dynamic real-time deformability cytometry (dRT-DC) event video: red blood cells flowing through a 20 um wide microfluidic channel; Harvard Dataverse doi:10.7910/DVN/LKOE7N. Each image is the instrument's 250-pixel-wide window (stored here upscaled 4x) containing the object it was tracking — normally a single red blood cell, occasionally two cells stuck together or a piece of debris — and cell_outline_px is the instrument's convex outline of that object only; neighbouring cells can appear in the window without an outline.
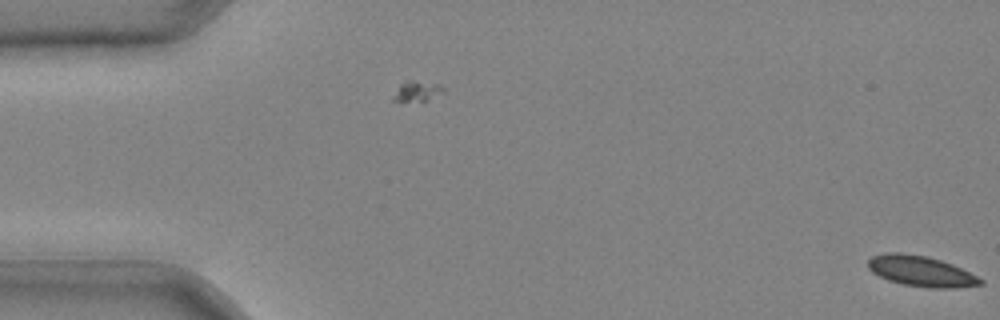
{"species": "common noctule bat (a hibernating species)", "species_latin": "Nyctalus noctula", "temperature_condition": "cold", "stored_images_in_passage": 5, "camera_frame_rate_fps": 3000, "um_per_image_px": 0.085, "animal": {"sex": "male", "body_mass_g": 20.4}, "frame": {"image": 1, "passage_image": 5, "time_ms": 1.333, "image_size_px": [1000, 320], "cell_outline_px": [[984, 284], [956, 288], [928, 288], [904, 284], [888, 280], [872, 272], [868, 268], [868, 260], [872, 256], [888, 252], [900, 252], [928, 256], [952, 264], [984, 280]], "centroid_in_image_um": [78.28, 23.05], "position_along_channel_um": 6.7, "area_um2": 20.0}}